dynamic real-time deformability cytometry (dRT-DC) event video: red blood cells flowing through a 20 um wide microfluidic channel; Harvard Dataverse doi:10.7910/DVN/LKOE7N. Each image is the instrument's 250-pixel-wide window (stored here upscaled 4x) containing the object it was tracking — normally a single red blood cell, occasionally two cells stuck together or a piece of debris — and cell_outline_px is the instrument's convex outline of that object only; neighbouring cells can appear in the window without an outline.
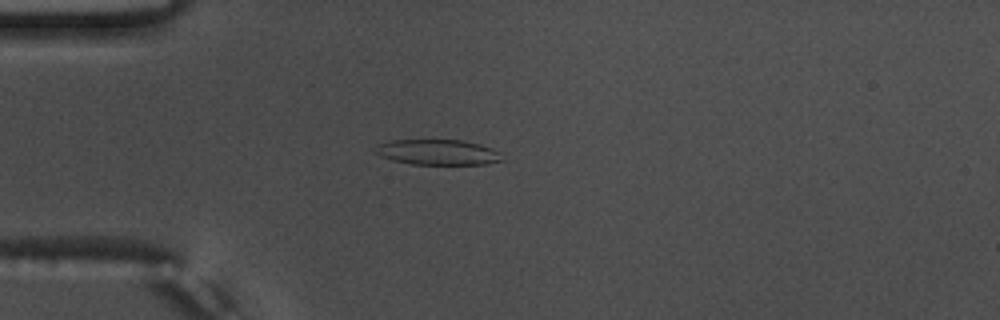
{"species": "common noctule bat (a hibernating species)", "species_latin": "Nyctalus noctula", "temperature_condition": "warm", "stored_images_in_passage": 53, "camera_frame_rate_fps": 3000, "um_per_image_px": 0.085, "animal": {"sex": "male", "body_mass_g": 17.5, "forearm_length_mm": 52.3}, "frame": {"image": 1, "passage_image": 14, "time_ms": 4.333, "image_size_px": [1000, 320], "cell_outline_px": [[504, 160], [484, 164], [412, 164], [392, 160], [380, 156], [372, 152], [372, 148], [376, 144], [388, 140], [464, 140], [480, 144], [492, 148], [500, 152]], "centroid_in_image_um": [37.15, 12.93], "position_along_channel_um": 47.9, "area_um2": 19.07}}
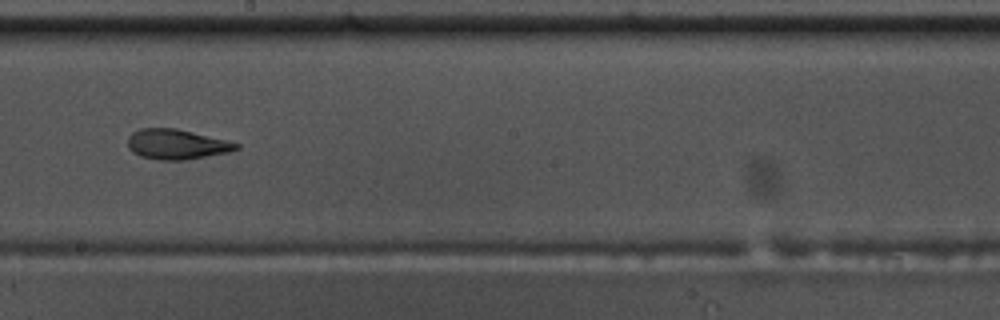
{"frame": {"image": 2, "passage_image": 30, "time_ms": 9.667, "image_size_px": [1000, 320], "cell_outline_px": [[240, 148], [228, 152], [184, 160], [160, 160], [140, 156], [132, 152], [128, 148], [128, 136], [132, 132], [140, 128], [176, 128], [240, 144]], "centroid_in_image_um": [14.96, 12.26], "position_along_channel_um": 233.2, "area_um2": 18.84}}
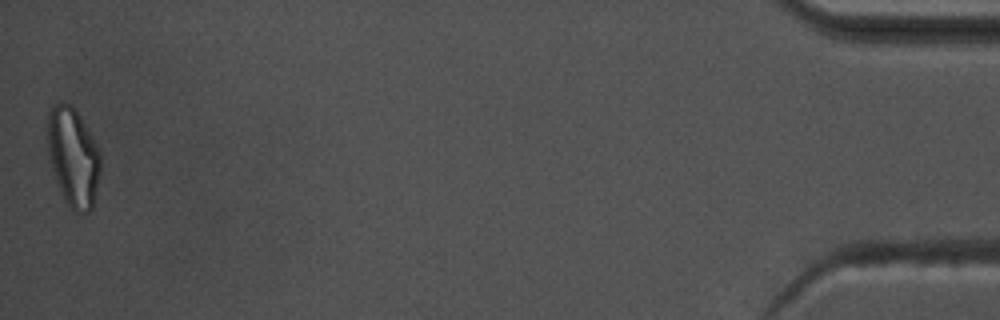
{"frame": {"image": 3, "passage_image": 53, "time_ms": 17.333, "image_size_px": [1000, 320], "cell_outline_px": [[100, 172], [92, 208], [88, 212], [76, 212], [64, 200], [52, 168], [48, 144], [48, 112], [52, 104], [60, 100], [64, 100], [72, 104], [80, 116], [92, 136], [100, 152]], "centroid_in_image_um": [6.22, 13.28], "position_along_channel_um": 429.0, "area_um2": 30.35}, "authors_computed_cell_mechanics": {"area_um2": 20.4034, "velocity_mm_per_s": 3.7799, "shape_relaxation_time_tau1_ms": 7.3774, "shape_relaxation_time_tau2_ms": 2.4392, "deformation_change_tau1": 0.2264, "deformation_change_tau2": 0.11}}